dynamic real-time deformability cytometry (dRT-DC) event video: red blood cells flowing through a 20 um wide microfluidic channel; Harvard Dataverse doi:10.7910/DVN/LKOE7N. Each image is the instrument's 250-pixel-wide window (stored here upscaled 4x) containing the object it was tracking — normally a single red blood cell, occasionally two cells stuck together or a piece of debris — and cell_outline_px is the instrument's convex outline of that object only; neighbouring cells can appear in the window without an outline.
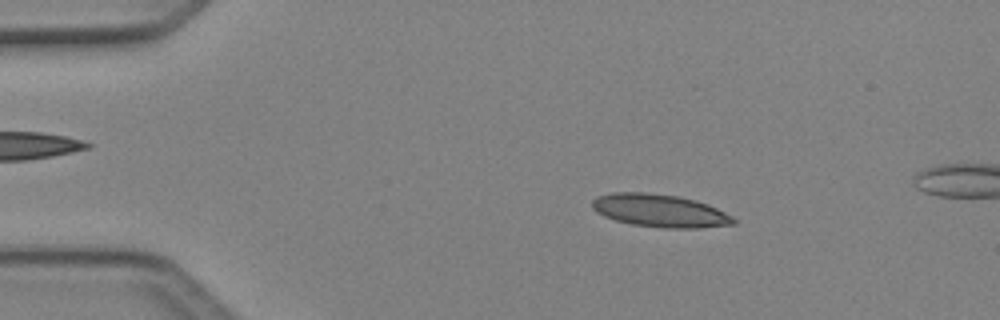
{"species": "Egyptian fruit bat (a non-hibernating species)", "species_latin": "Rousettus aegyptiacus", "temperature_condition": "cold", "stored_images_in_passage": 4, "camera_frame_rate_fps": 3000, "um_per_image_px": 0.085, "animal": {"sex": "female"}, "frame": {"image": 1, "passage_image": 2, "time_ms": 0.333, "image_size_px": [1000, 320], "cell_outline_px": [[736, 224], [700, 228], [664, 228], [632, 224], [616, 220], [604, 216], [596, 212], [592, 208], [592, 200], [596, 196], [612, 192], [644, 192], [676, 196], [696, 200], [708, 204], [732, 216], [736, 220]], "centroid_in_image_um": [56.08, 17.91], "position_along_channel_um": 28.9, "area_um2": 27.11}}